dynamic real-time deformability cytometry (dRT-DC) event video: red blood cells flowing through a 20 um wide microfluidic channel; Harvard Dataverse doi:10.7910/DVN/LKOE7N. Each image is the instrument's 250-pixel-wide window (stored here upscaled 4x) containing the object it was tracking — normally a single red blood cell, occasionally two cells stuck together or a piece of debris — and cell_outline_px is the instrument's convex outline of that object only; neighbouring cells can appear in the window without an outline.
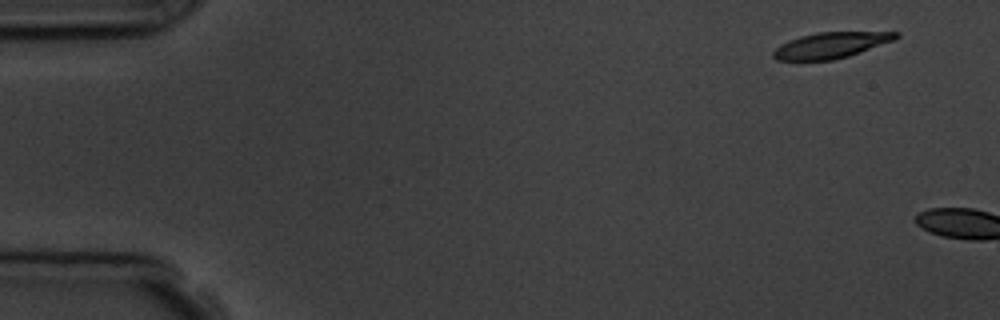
{"species": "common noctule bat (a hibernating species)", "species_latin": "Nyctalus noctula", "temperature_condition": "room temperature", "stored_images_in_passage": 2, "camera_frame_rate_fps": 3000, "um_per_image_px": 0.085, "animal": {"sex": "male", "body_mass_g": 19.5, "forearm_length_mm": 54.6}, "frame": {"image": 1, "passage_image": 1, "time_ms": 0.0, "image_size_px": [1000, 320], "cell_outline_px": [[900, 36], [892, 40], [848, 56], [832, 60], [776, 60], [772, 56], [772, 52], [780, 44], [788, 40], [800, 36], [816, 32], [900, 32]], "centroid_in_image_um": [70.56, 3.84], "position_along_channel_um": 14.4, "area_um2": 18.26}}